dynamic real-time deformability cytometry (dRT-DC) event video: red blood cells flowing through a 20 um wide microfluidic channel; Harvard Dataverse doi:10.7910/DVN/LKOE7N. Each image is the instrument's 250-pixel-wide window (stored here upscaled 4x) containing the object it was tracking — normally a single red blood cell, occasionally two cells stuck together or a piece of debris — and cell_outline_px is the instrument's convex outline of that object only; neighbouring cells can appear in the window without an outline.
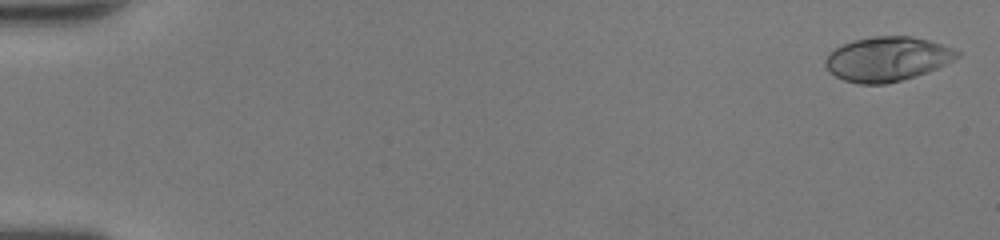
{"species": "human", "species_latin": "Homo sapiens", "temperature_condition": "room temperature", "stored_images_in_passage": 50, "camera_frame_rate_fps": 3000, "um_per_image_px": 0.085, "donor": {"sex": "female"}, "frame": {"image": 1, "passage_image": 2, "time_ms": 0.333, "image_size_px": [1000, 240], "cell_outline_px": [[960, 56], [928, 72], [916, 76], [884, 84], [860, 84], [844, 80], [836, 76], [824, 64], [824, 60], [828, 52], [852, 40], [876, 36], [912, 36], [928, 40], [952, 48], [960, 52]], "centroid_in_image_um": [75.39, 5.01], "position_along_channel_um": 9.6, "area_um2": 33.87}}
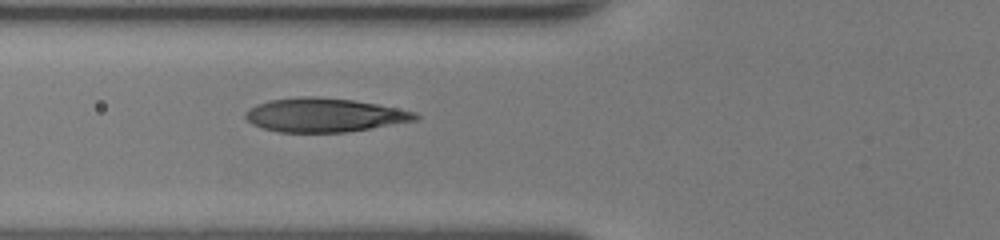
{"frame": {"image": 2, "passage_image": 21, "time_ms": 6.667, "image_size_px": [1000, 240], "cell_outline_px": [[420, 116], [416, 120], [348, 132], [280, 132], [264, 128], [252, 124], [244, 116], [244, 112], [248, 108], [256, 104], [268, 100], [300, 96], [312, 96], [352, 100], [376, 104], [416, 112]], "centroid_in_image_um": [27.52, 9.77], "position_along_channel_um": 98.3, "area_um2": 33.41}}
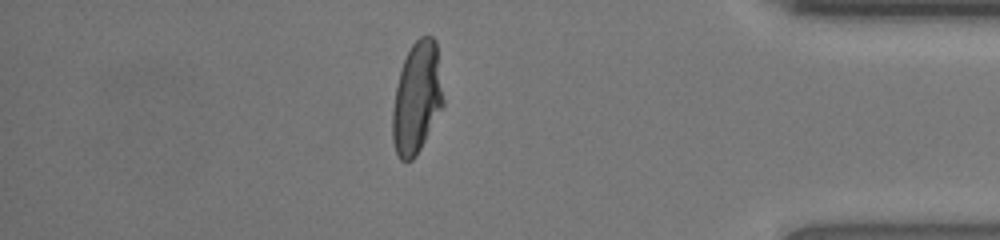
{"frame": {"image": 3, "passage_image": 44, "time_ms": 14.333, "image_size_px": [1000, 240], "cell_outline_px": [[444, 104], [416, 156], [412, 160], [400, 160], [396, 152], [392, 140], [392, 108], [396, 88], [400, 72], [404, 60], [412, 44], [420, 36], [432, 36], [436, 40], [444, 100]], "centroid_in_image_um": [35.43, 8.32], "position_along_channel_um": 399.8, "area_um2": 32.83}, "authors_computed_cell_mechanics": {"area_um2": 32.8882, "velocity_mm_per_s": 4.3239, "shape_relaxation_time_tau1_ms": 4.2226, "shape_relaxation_time_tau2_ms": null, "deformation_change_tau1": 0.254, "deformation_change_tau2": null}}